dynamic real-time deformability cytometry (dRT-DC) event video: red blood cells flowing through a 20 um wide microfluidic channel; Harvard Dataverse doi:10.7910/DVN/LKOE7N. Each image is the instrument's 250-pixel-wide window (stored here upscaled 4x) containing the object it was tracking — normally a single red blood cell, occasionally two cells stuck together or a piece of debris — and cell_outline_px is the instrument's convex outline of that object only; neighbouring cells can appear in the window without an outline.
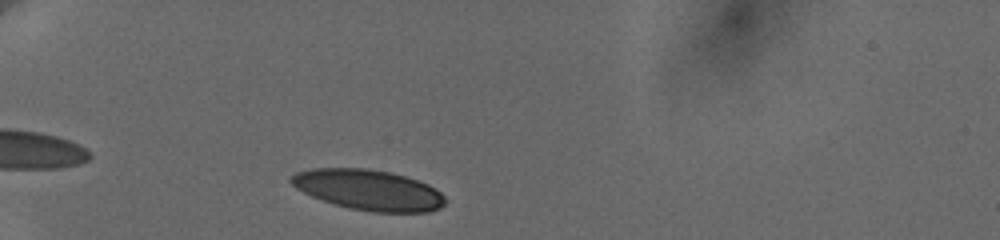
{"species": "human", "species_latin": "Homo sapiens", "temperature_condition": "cold", "stored_images_in_passage": 45, "camera_frame_rate_fps": 3000, "um_per_image_px": 0.085, "donor": {"sex": "female"}, "frame": {"image": 1, "passage_image": 2, "time_ms": 0.333, "image_size_px": [1000, 240], "cell_outline_px": [[444, 204], [440, 208], [428, 212], [372, 212], [348, 208], [320, 200], [296, 188], [288, 180], [288, 176], [296, 172], [312, 168], [368, 168], [408, 176], [428, 184], [436, 188], [444, 196]], "centroid_in_image_um": [31.3, 16.13], "position_along_channel_um": 53.7, "area_um2": 36.65}}
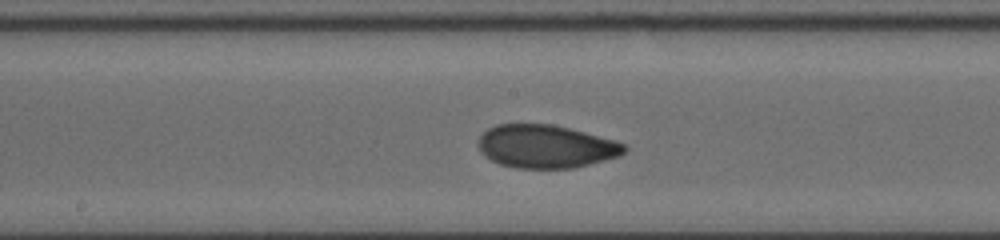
{"frame": {"image": 2, "passage_image": 26, "time_ms": 5.333, "image_size_px": [1000, 240], "cell_outline_px": [[628, 148], [620, 156], [572, 168], [516, 168], [500, 164], [484, 156], [480, 152], [476, 144], [480, 136], [488, 128], [496, 124], [552, 124], [616, 140], [624, 144]], "centroid_in_image_um": [46.37, 12.44], "position_along_channel_um": 201.8, "area_um2": 36.76}}
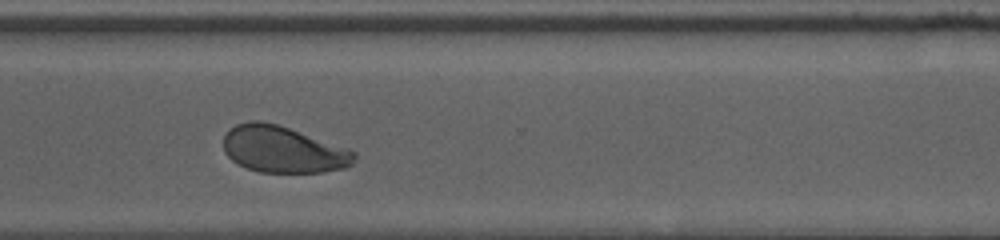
{"frame": {"image": 3, "passage_image": 44, "time_ms": 9.333, "image_size_px": [1000, 240], "cell_outline_px": [[356, 156], [352, 164], [344, 168], [324, 172], [260, 172], [236, 164], [224, 152], [224, 136], [236, 124], [248, 120], [260, 120], [276, 124], [348, 148], [356, 152]], "centroid_in_image_um": [24.05, 12.71], "position_along_channel_um": 346.6, "area_um2": 35.37}}